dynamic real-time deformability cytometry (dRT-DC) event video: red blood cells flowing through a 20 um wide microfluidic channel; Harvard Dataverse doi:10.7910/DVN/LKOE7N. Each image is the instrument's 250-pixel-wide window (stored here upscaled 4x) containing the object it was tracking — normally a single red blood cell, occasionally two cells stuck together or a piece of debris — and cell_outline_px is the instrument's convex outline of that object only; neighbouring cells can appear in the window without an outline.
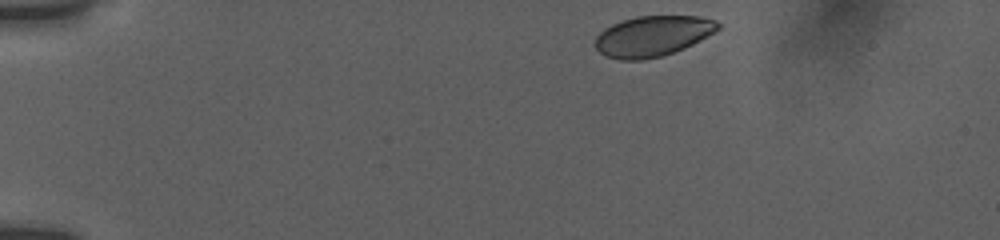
{"species": "human", "species_latin": "Homo sapiens", "temperature_condition": "room temperature", "stored_images_in_passage": 18, "camera_frame_rate_fps": 3000, "um_per_image_px": 0.085, "donor": {"sex": "female"}, "frame": {"image": 1, "passage_image": 1, "time_ms": 0.0, "image_size_px": [1000, 240], "cell_outline_px": [[720, 28], [692, 44], [684, 48], [660, 56], [644, 60], [620, 60], [604, 56], [592, 44], [596, 36], [604, 28], [612, 24], [636, 16], [700, 16], [716, 20], [720, 24]], "centroid_in_image_um": [55.43, 3.07], "position_along_channel_um": 29.6, "area_um2": 29.02}}
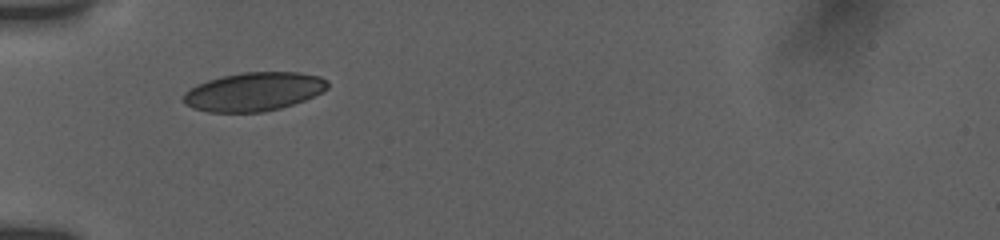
{"frame": {"image": 2, "passage_image": 17, "time_ms": 3.0, "image_size_px": [1000, 240], "cell_outline_px": [[328, 88], [304, 100], [280, 108], [260, 112], [208, 112], [192, 108], [184, 104], [180, 100], [180, 96], [184, 92], [196, 84], [208, 80], [240, 72], [300, 72], [320, 76], [328, 80]], "centroid_in_image_um": [21.51, 7.79], "position_along_channel_um": 63.5, "area_um2": 32.66}}